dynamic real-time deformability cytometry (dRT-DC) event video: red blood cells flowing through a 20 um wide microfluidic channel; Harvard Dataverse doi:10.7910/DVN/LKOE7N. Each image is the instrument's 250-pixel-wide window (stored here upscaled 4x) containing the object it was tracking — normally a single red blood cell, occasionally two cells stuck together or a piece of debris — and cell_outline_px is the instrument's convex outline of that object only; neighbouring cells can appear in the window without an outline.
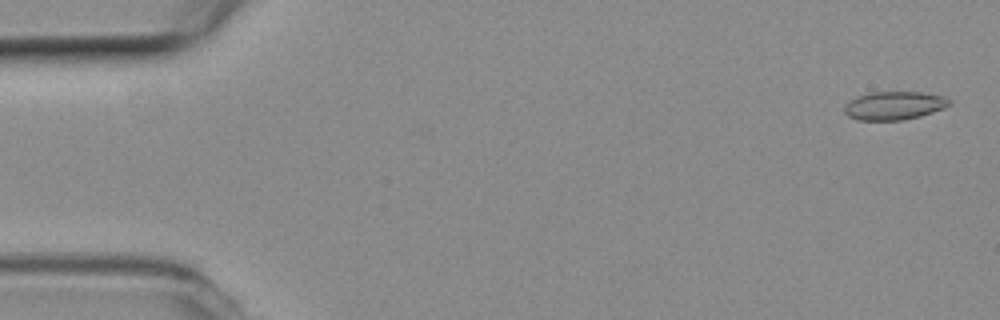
{"species": "common noctule bat (a hibernating species)", "species_latin": "Nyctalus noctula", "temperature_condition": "room temperature", "stored_images_in_passage": 53, "camera_frame_rate_fps": 3000, "um_per_image_px": 0.085, "animal": {"sex": "female", "body_mass_g": 19.3, "forearm_length_mm": 54.1}, "frame": {"image": 1, "passage_image": 2, "time_ms": 0.333, "image_size_px": [1000, 320], "cell_outline_px": [[952, 104], [932, 112], [920, 116], [904, 120], [856, 120], [848, 116], [844, 112], [844, 108], [848, 100], [872, 92], [920, 92], [944, 96], [952, 100]], "centroid_in_image_um": [76.01, 8.98], "position_along_channel_um": 9.0, "area_um2": 17.34}}
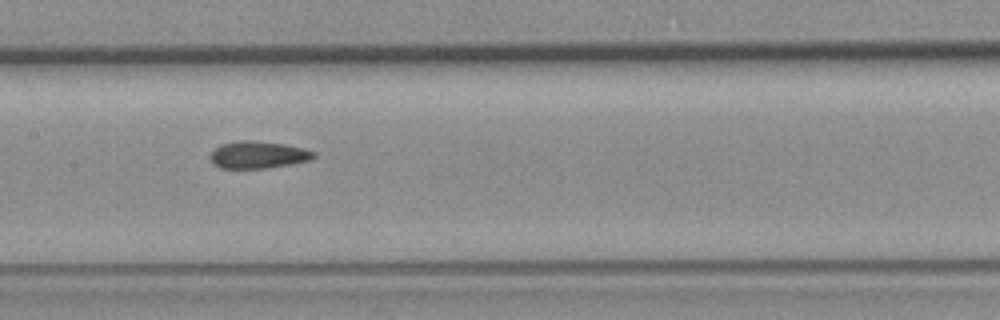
{"frame": {"image": 2, "passage_image": 26, "time_ms": 8.333, "image_size_px": [1000, 320], "cell_outline_px": [[316, 156], [312, 160], [292, 164], [264, 168], [220, 168], [212, 160], [212, 152], [220, 144], [240, 140], [252, 140], [284, 144], [316, 152]], "centroid_in_image_um": [21.98, 13.15], "position_along_channel_um": 185.4, "area_um2": 16.18}}
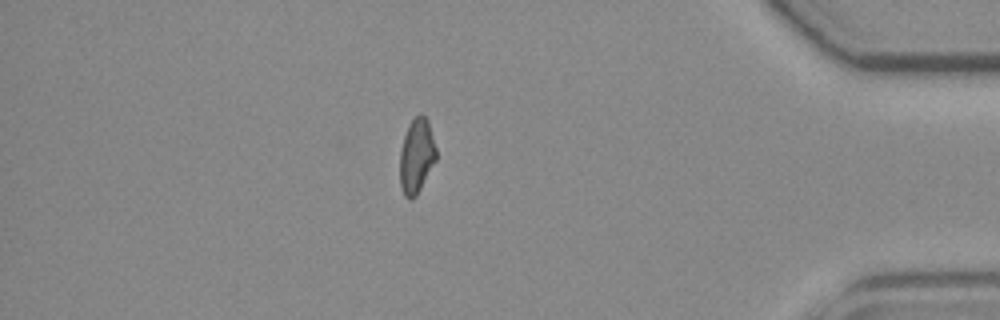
{"frame": {"image": 3, "passage_image": 46, "time_ms": 15.0, "image_size_px": [1000, 320], "cell_outline_px": [[436, 160], [416, 196], [412, 200], [404, 196], [400, 184], [400, 148], [408, 124], [416, 116], [424, 116], [428, 120], [436, 148]], "centroid_in_image_um": [35.39, 13.27], "position_along_channel_um": 399.8, "area_um2": 15.72}, "authors_computed_cell_mechanics": {"area_um2": 16.473, "velocity_mm_per_s": 3.8644, "shape_relaxation_time_tau1_ms": null, "shape_relaxation_time_tau2_ms": 2.3811, "deformation_change_tau1": null, "deformation_change_tau2": 0.0745}}